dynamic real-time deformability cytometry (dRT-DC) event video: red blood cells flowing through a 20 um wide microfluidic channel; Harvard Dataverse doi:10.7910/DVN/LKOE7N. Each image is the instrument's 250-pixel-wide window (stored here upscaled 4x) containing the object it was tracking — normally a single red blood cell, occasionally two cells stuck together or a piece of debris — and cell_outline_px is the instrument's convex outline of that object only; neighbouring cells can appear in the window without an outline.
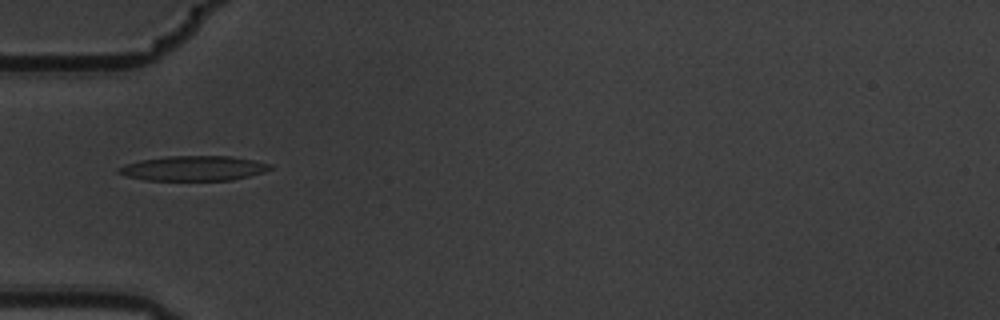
{"species": "common noctule bat (a hibernating species)", "species_latin": "Nyctalus noctula", "temperature_condition": "warm", "stored_images_in_passage": 11, "camera_frame_rate_fps": 3000, "um_per_image_px": 0.085, "animal": {"sex": "male", "body_mass_g": 19.5, "forearm_length_mm": 54.6}, "frame": {"image": 1, "passage_image": 5, "time_ms": 1.333, "image_size_px": [1000, 320], "cell_outline_px": [[272, 168], [264, 172], [232, 180], [144, 180], [124, 176], [116, 172], [116, 168], [124, 164], [140, 160], [168, 156], [232, 156], [256, 160], [272, 164]], "centroid_in_image_um": [16.43, 14.3], "position_along_channel_um": 68.6, "area_um2": 22.2}}
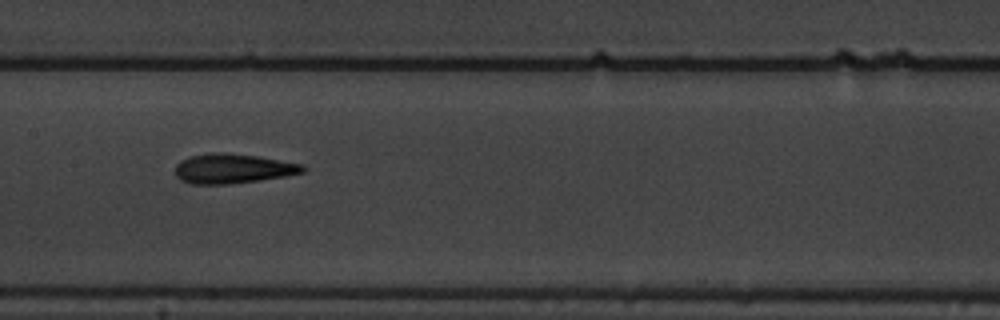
{"frame": {"image": 2, "passage_image": 8, "time_ms": 2.333, "image_size_px": [1000, 320], "cell_outline_px": [[308, 168], [304, 172], [284, 176], [260, 180], [228, 184], [192, 184], [180, 180], [176, 176], [176, 164], [180, 160], [192, 156], [212, 152], [224, 152], [260, 156], [304, 164]], "centroid_in_image_um": [19.82, 14.32], "position_along_channel_um": 187.6, "area_um2": 22.25}}
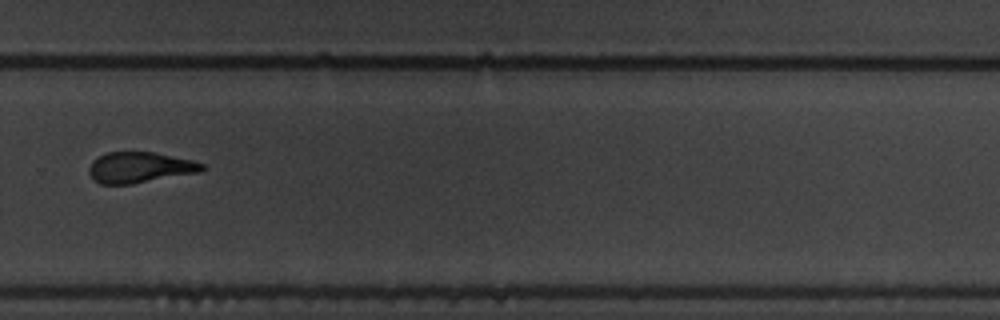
{"frame": {"image": 3, "passage_image": 11, "time_ms": 3.333, "image_size_px": [1000, 320], "cell_outline_px": [[208, 168], [200, 172], [132, 184], [100, 184], [92, 180], [88, 172], [88, 168], [92, 160], [108, 152], [152, 152], [192, 160], [204, 164]], "centroid_in_image_um": [11.87, 14.24], "position_along_channel_um": 317.9, "area_um2": 20.4}}